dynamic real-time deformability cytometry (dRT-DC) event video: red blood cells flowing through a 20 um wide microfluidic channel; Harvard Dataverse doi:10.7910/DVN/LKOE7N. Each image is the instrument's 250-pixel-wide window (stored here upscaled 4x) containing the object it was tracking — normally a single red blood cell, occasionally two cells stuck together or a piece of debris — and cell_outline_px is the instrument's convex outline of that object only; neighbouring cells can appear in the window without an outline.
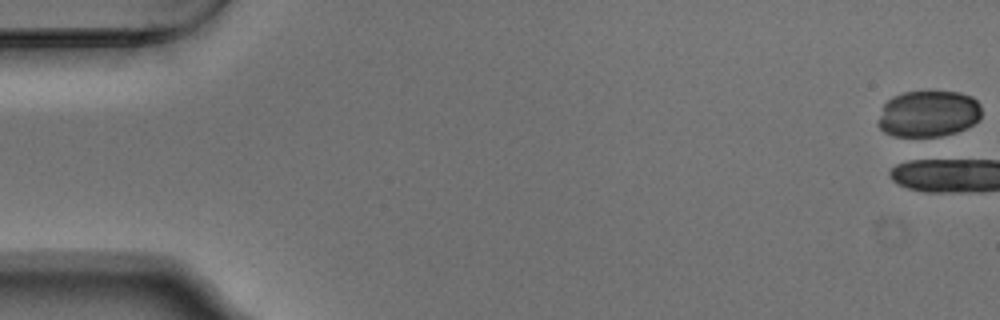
{"species": "Egyptian fruit bat (a non-hibernating species)", "species_latin": "Rousettus aegyptiacus", "temperature_condition": "warm", "stored_images_in_passage": 2, "camera_frame_rate_fps": 3000, "um_per_image_px": 0.085, "animal": {"sex": "male"}, "frame": {"image": 1, "passage_image": 1, "time_ms": 0.0, "image_size_px": [1000, 320], "cell_outline_px": [[980, 120], [968, 128], [956, 132], [940, 136], [892, 136], [884, 132], [876, 124], [884, 104], [892, 96], [904, 92], [960, 92], [972, 96], [980, 104]], "centroid_in_image_um": [78.92, 9.67], "position_along_channel_um": 6.1, "area_um2": 28.15}}